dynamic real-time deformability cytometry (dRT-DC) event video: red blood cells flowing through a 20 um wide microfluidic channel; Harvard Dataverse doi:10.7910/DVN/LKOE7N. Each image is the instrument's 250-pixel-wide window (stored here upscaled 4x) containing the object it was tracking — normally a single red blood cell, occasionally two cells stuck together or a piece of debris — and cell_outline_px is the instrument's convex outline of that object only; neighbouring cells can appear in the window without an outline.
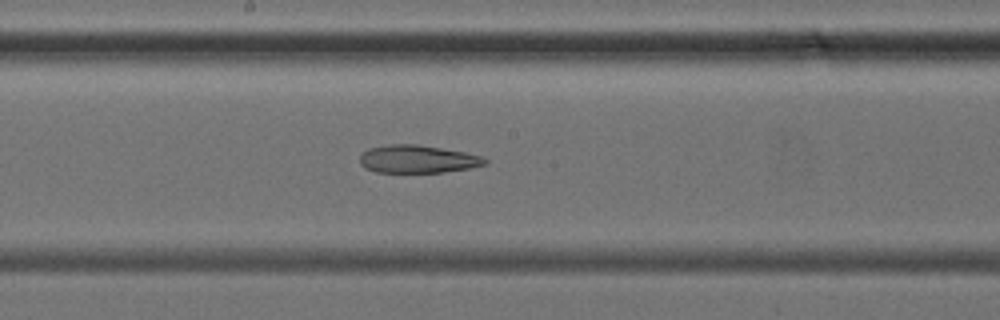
{"species": "common noctule bat (a hibernating species)", "species_latin": "Nyctalus noctula", "temperature_condition": "cold", "stored_images_in_passage": 27, "camera_frame_rate_fps": 3000, "um_per_image_px": 0.085, "animal": {"sex": "female", "body_mass_g": 24.6, "forearm_length_mm": 56.2}, "frame": {"image": 1, "passage_image": 12, "time_ms": 3.667, "image_size_px": [1000, 320], "cell_outline_px": [[488, 164], [468, 168], [444, 172], [376, 172], [364, 168], [360, 164], [360, 156], [368, 148], [388, 144], [420, 144], [464, 152], [484, 156], [488, 160]], "centroid_in_image_um": [35.51, 13.51], "position_along_channel_um": 212.7, "area_um2": 20.46}}